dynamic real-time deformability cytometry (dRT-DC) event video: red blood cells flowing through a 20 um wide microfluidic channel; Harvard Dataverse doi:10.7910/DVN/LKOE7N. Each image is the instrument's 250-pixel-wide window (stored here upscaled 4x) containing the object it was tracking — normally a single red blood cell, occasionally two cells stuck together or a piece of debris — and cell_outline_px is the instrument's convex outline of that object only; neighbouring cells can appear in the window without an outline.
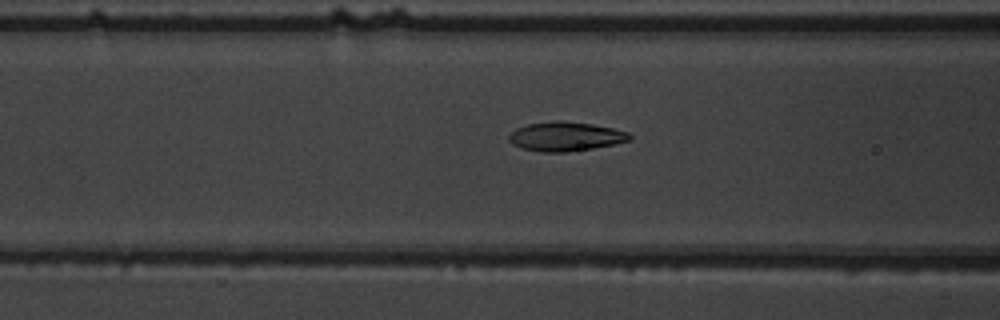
{"species": "common noctule bat (a hibernating species)", "species_latin": "Nyctalus noctula", "temperature_condition": "warm", "stored_images_in_passage": 45, "camera_frame_rate_fps": 3000, "um_per_image_px": 0.085, "animal": {"sex": "male", "body_mass_g": 19.5, "forearm_length_mm": 54.6}, "frame": {"image": 1, "passage_image": 13, "time_ms": 4.0, "image_size_px": [1000, 320], "cell_outline_px": [[632, 140], [592, 148], [564, 152], [540, 152], [520, 148], [512, 144], [508, 140], [508, 136], [516, 128], [528, 124], [556, 120], [560, 120], [592, 124], [612, 128], [628, 132], [632, 136]], "centroid_in_image_um": [48.04, 11.6], "position_along_channel_um": 118.6, "area_um2": 20.52}}
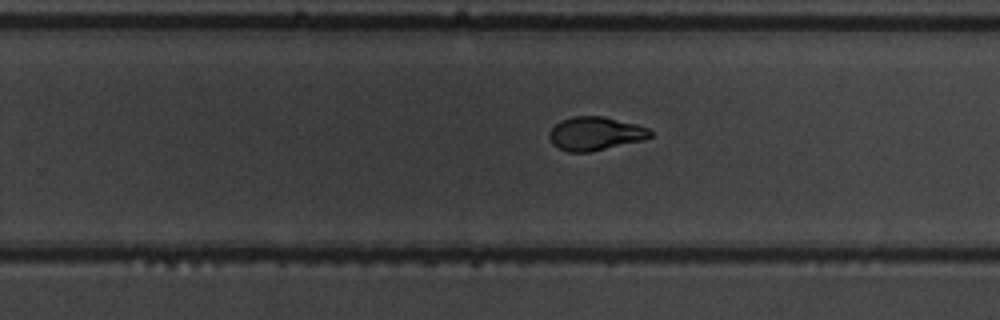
{"frame": {"image": 2, "passage_image": 26, "time_ms": 8.333, "image_size_px": [1000, 320], "cell_outline_px": [[652, 136], [644, 140], [592, 152], [568, 152], [552, 144], [548, 136], [548, 132], [560, 120], [572, 116], [604, 116], [636, 124], [648, 128], [652, 132]], "centroid_in_image_um": [50.59, 11.36], "position_along_channel_um": 279.2, "area_um2": 19.94}}
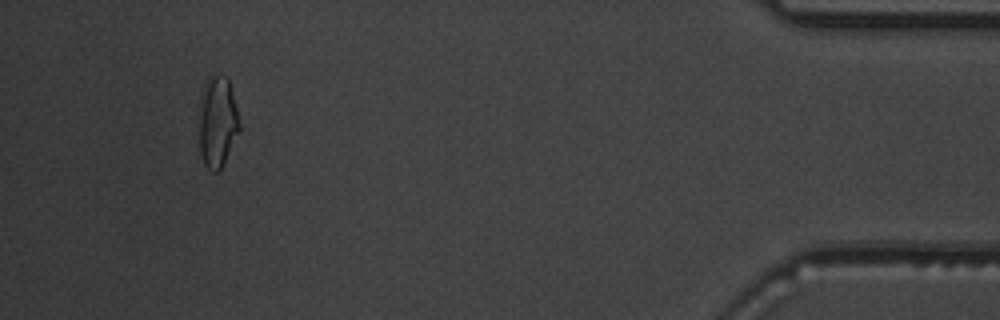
{"frame": {"image": 3, "passage_image": 42, "time_ms": 13.667, "image_size_px": [1000, 320], "cell_outline_px": [[240, 128], [220, 168], [216, 172], [212, 172], [204, 164], [200, 152], [200, 96], [204, 84], [208, 76], [228, 76], [236, 108]], "centroid_in_image_um": [18.46, 10.31], "position_along_channel_um": 416.7, "area_um2": 20.92}}